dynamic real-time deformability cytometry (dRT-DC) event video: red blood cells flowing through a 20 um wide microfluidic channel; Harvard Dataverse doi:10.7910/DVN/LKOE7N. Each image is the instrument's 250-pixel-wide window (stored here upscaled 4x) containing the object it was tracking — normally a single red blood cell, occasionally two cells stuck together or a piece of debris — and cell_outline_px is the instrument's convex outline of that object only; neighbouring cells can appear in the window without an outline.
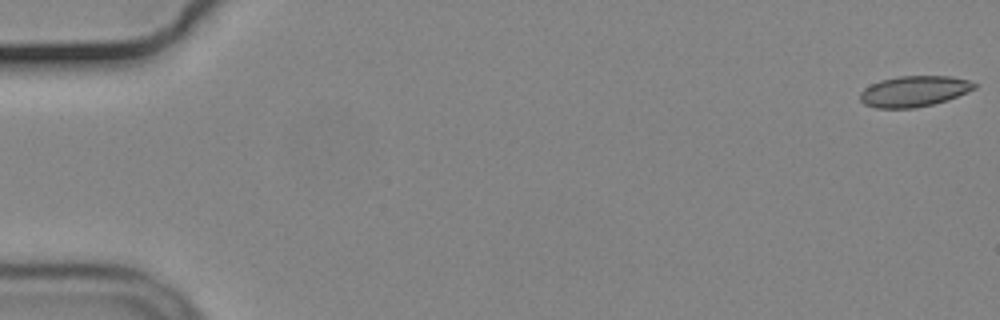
{"species": "common noctule bat (a hibernating species)", "species_latin": "Nyctalus noctula", "temperature_condition": "cold", "stored_images_in_passage": 56, "camera_frame_rate_fps": 3000, "um_per_image_px": 0.085, "animal": {"sex": "male", "body_mass_g": 19.2, "forearm_length_mm": 51.8}, "frame": {"image": 1, "passage_image": 1, "time_ms": 0.0, "image_size_px": [1000, 320], "cell_outline_px": [[976, 88], [968, 92], [948, 100], [916, 108], [876, 108], [864, 104], [860, 100], [860, 92], [864, 88], [880, 80], [900, 76], [952, 76], [968, 80], [976, 84]], "centroid_in_image_um": [77.7, 7.76], "position_along_channel_um": 7.3, "area_um2": 20.58}}
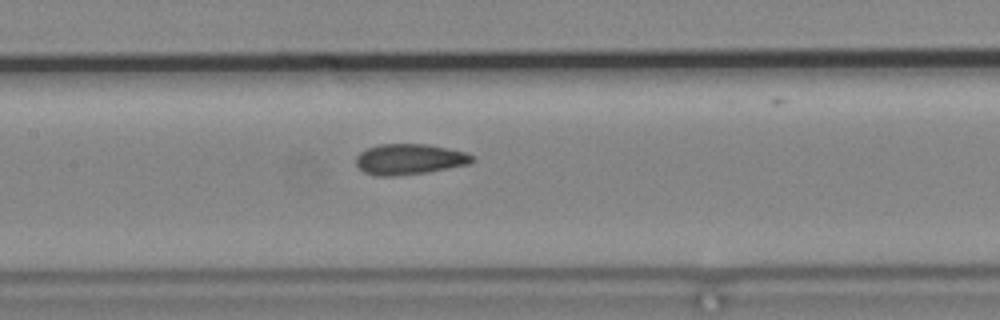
{"frame": {"image": 2, "passage_image": 27, "time_ms": 8.667, "image_size_px": [1000, 320], "cell_outline_px": [[476, 160], [468, 164], [428, 172], [392, 176], [376, 176], [364, 172], [356, 164], [356, 156], [360, 152], [368, 148], [380, 144], [428, 144], [464, 152], [476, 156]], "centroid_in_image_um": [34.81, 13.53], "position_along_channel_um": 172.6, "area_um2": 20.75}}
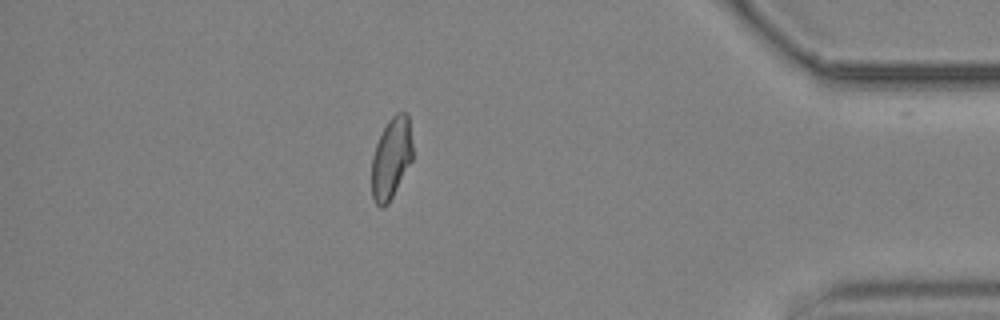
{"frame": {"image": 3, "passage_image": 49, "time_ms": 16.0, "image_size_px": [1000, 320], "cell_outline_px": [[412, 160], [388, 204], [384, 208], [380, 208], [376, 204], [372, 196], [372, 156], [376, 144], [388, 120], [396, 112], [408, 112], [412, 144]], "centroid_in_image_um": [33.25, 13.44], "position_along_channel_um": 401.9, "area_um2": 19.36}, "authors_computed_cell_mechanics": {"area_um2": 20.7213, "velocity_mm_per_s": 3.6909, "shape_relaxation_time_tau1_ms": null, "shape_relaxation_time_tau2_ms": 2.1735, "deformation_change_tau1": null, "deformation_change_tau2": 0.0631}}